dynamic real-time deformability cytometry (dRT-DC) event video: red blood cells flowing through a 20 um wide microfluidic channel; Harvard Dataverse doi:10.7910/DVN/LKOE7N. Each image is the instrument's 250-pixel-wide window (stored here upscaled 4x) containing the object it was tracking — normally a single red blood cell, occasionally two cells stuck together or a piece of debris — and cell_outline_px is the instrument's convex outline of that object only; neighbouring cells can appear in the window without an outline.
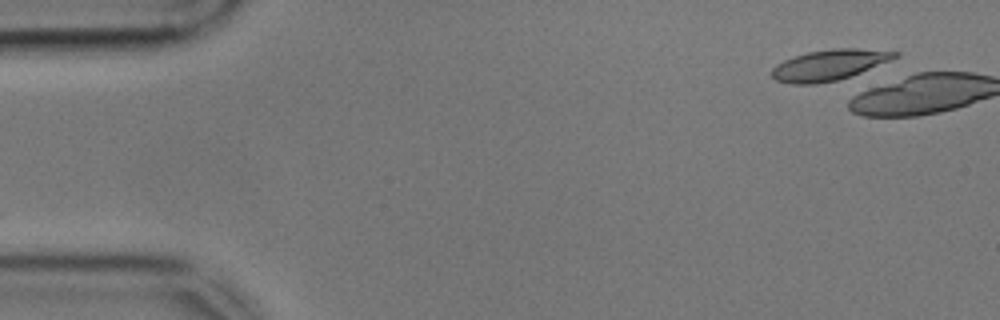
{"species": "common noctule bat (a hibernating species)", "species_latin": "Nyctalus noctula", "temperature_condition": "cold", "stored_images_in_passage": 3, "camera_frame_rate_fps": 3000, "um_per_image_px": 0.085, "animal": {"sex": "male", "body_mass_g": 17.9, "forearm_length_mm": 54.2}, "frame": {"image": 1, "passage_image": 2, "time_ms": 0.333, "image_size_px": [1000, 320], "cell_outline_px": [[900, 56], [860, 72], [836, 80], [816, 84], [792, 84], [776, 80], [772, 76], [772, 68], [776, 64], [784, 60], [808, 52], [836, 48], [856, 48], [900, 52]], "centroid_in_image_um": [70.47, 5.52], "position_along_channel_um": 14.5, "area_um2": 21.68}}